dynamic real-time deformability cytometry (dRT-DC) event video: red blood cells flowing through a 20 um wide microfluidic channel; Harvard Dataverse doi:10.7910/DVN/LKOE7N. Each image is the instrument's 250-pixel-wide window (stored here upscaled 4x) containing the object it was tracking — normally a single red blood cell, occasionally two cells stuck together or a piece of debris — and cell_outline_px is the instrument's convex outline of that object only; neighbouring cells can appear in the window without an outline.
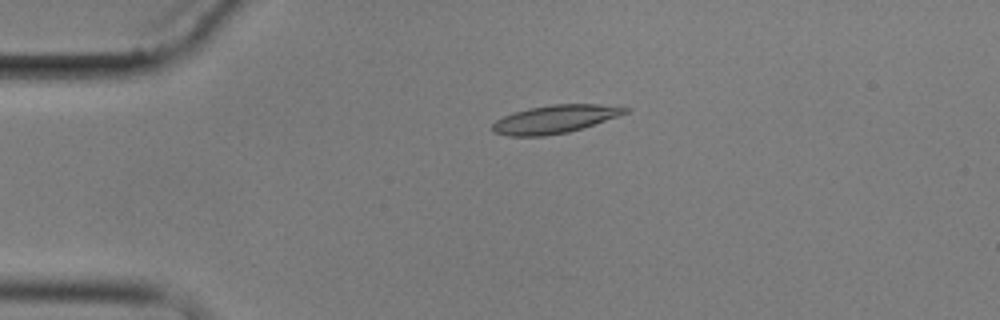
{"species": "common noctule bat (a hibernating species)", "species_latin": "Nyctalus noctula", "temperature_condition": "cold", "stored_images_in_passage": 2, "camera_frame_rate_fps": 3000, "um_per_image_px": 0.085, "animal": {"sex": "male", "body_mass_g": 17.9}, "frame": {"image": 1, "passage_image": 1, "time_ms": 0.0, "image_size_px": [1000, 320], "cell_outline_px": [[632, 108], [628, 112], [568, 132], [544, 136], [508, 136], [492, 132], [492, 124], [496, 120], [504, 116], [528, 108], [552, 104], [600, 104]], "centroid_in_image_um": [47.12, 10.12], "position_along_channel_um": 37.9, "area_um2": 21.44}}